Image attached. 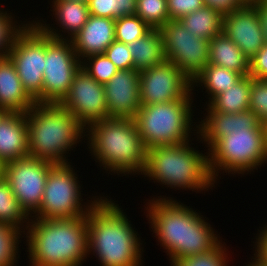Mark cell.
I'll return each instance as SVG.
<instances>
[{
	"instance_id": "cell-1",
	"label": "cell",
	"mask_w": 267,
	"mask_h": 266,
	"mask_svg": "<svg viewBox=\"0 0 267 266\" xmlns=\"http://www.w3.org/2000/svg\"><path fill=\"white\" fill-rule=\"evenodd\" d=\"M206 107L207 113L200 110L203 118L195 138L207 148L209 172L216 184L222 173L247 176L267 164L265 124L253 112L228 114Z\"/></svg>"
},
{
	"instance_id": "cell-2",
	"label": "cell",
	"mask_w": 267,
	"mask_h": 266,
	"mask_svg": "<svg viewBox=\"0 0 267 266\" xmlns=\"http://www.w3.org/2000/svg\"><path fill=\"white\" fill-rule=\"evenodd\" d=\"M152 197L145 200L143 214L148 218L157 245L169 256L170 266L179 259L209 252L223 241L207 222L209 219L192 206L166 194Z\"/></svg>"
},
{
	"instance_id": "cell-3",
	"label": "cell",
	"mask_w": 267,
	"mask_h": 266,
	"mask_svg": "<svg viewBox=\"0 0 267 266\" xmlns=\"http://www.w3.org/2000/svg\"><path fill=\"white\" fill-rule=\"evenodd\" d=\"M128 218L121 205L103 195L87 214L88 258L95 256L100 266H142L145 239Z\"/></svg>"
},
{
	"instance_id": "cell-4",
	"label": "cell",
	"mask_w": 267,
	"mask_h": 266,
	"mask_svg": "<svg viewBox=\"0 0 267 266\" xmlns=\"http://www.w3.org/2000/svg\"><path fill=\"white\" fill-rule=\"evenodd\" d=\"M86 138V149L108 176L127 175L129 178V175L143 174L148 149L139 135L135 119L108 117L95 121L87 127Z\"/></svg>"
},
{
	"instance_id": "cell-5",
	"label": "cell",
	"mask_w": 267,
	"mask_h": 266,
	"mask_svg": "<svg viewBox=\"0 0 267 266\" xmlns=\"http://www.w3.org/2000/svg\"><path fill=\"white\" fill-rule=\"evenodd\" d=\"M22 241L29 252L28 266H83L88 259L87 215L76 219L30 218Z\"/></svg>"
},
{
	"instance_id": "cell-6",
	"label": "cell",
	"mask_w": 267,
	"mask_h": 266,
	"mask_svg": "<svg viewBox=\"0 0 267 266\" xmlns=\"http://www.w3.org/2000/svg\"><path fill=\"white\" fill-rule=\"evenodd\" d=\"M26 121L29 156L53 164L72 163L69 151L75 152L87 134V127L59 103L36 102Z\"/></svg>"
},
{
	"instance_id": "cell-7",
	"label": "cell",
	"mask_w": 267,
	"mask_h": 266,
	"mask_svg": "<svg viewBox=\"0 0 267 266\" xmlns=\"http://www.w3.org/2000/svg\"><path fill=\"white\" fill-rule=\"evenodd\" d=\"M194 140L149 148L142 177L174 191L182 189L203 194L215 189L217 184L209 172L208 152L196 150Z\"/></svg>"
},
{
	"instance_id": "cell-8",
	"label": "cell",
	"mask_w": 267,
	"mask_h": 266,
	"mask_svg": "<svg viewBox=\"0 0 267 266\" xmlns=\"http://www.w3.org/2000/svg\"><path fill=\"white\" fill-rule=\"evenodd\" d=\"M193 94L196 93L192 92L186 99L141 105L134 119L147 149L186 143L191 141L193 135L194 138L197 136L198 122H193V107L196 108Z\"/></svg>"
},
{
	"instance_id": "cell-9",
	"label": "cell",
	"mask_w": 267,
	"mask_h": 266,
	"mask_svg": "<svg viewBox=\"0 0 267 266\" xmlns=\"http://www.w3.org/2000/svg\"><path fill=\"white\" fill-rule=\"evenodd\" d=\"M76 173L72 163L55 164L47 176L41 205L31 218L76 219L86 216L102 195L94 194L92 198L88 197L90 200L83 199L80 183L83 181Z\"/></svg>"
},
{
	"instance_id": "cell-10",
	"label": "cell",
	"mask_w": 267,
	"mask_h": 266,
	"mask_svg": "<svg viewBox=\"0 0 267 266\" xmlns=\"http://www.w3.org/2000/svg\"><path fill=\"white\" fill-rule=\"evenodd\" d=\"M8 56L24 89L35 102L42 103L46 33L31 20L16 36Z\"/></svg>"
},
{
	"instance_id": "cell-11",
	"label": "cell",
	"mask_w": 267,
	"mask_h": 266,
	"mask_svg": "<svg viewBox=\"0 0 267 266\" xmlns=\"http://www.w3.org/2000/svg\"><path fill=\"white\" fill-rule=\"evenodd\" d=\"M44 62L42 103H59L81 68L72 40L56 39L46 34Z\"/></svg>"
},
{
	"instance_id": "cell-12",
	"label": "cell",
	"mask_w": 267,
	"mask_h": 266,
	"mask_svg": "<svg viewBox=\"0 0 267 266\" xmlns=\"http://www.w3.org/2000/svg\"><path fill=\"white\" fill-rule=\"evenodd\" d=\"M160 31L167 61L192 81L209 62V40L191 35L179 20L168 21Z\"/></svg>"
},
{
	"instance_id": "cell-13",
	"label": "cell",
	"mask_w": 267,
	"mask_h": 266,
	"mask_svg": "<svg viewBox=\"0 0 267 266\" xmlns=\"http://www.w3.org/2000/svg\"><path fill=\"white\" fill-rule=\"evenodd\" d=\"M54 165L30 156L3 165L2 176L30 217L41 205L45 182Z\"/></svg>"
},
{
	"instance_id": "cell-14",
	"label": "cell",
	"mask_w": 267,
	"mask_h": 266,
	"mask_svg": "<svg viewBox=\"0 0 267 266\" xmlns=\"http://www.w3.org/2000/svg\"><path fill=\"white\" fill-rule=\"evenodd\" d=\"M139 73L141 105L186 99L192 93V81L173 62L166 60Z\"/></svg>"
},
{
	"instance_id": "cell-15",
	"label": "cell",
	"mask_w": 267,
	"mask_h": 266,
	"mask_svg": "<svg viewBox=\"0 0 267 266\" xmlns=\"http://www.w3.org/2000/svg\"><path fill=\"white\" fill-rule=\"evenodd\" d=\"M59 104L86 127L109 117L104 84L98 83L82 68L75 75L68 93Z\"/></svg>"
},
{
	"instance_id": "cell-16",
	"label": "cell",
	"mask_w": 267,
	"mask_h": 266,
	"mask_svg": "<svg viewBox=\"0 0 267 266\" xmlns=\"http://www.w3.org/2000/svg\"><path fill=\"white\" fill-rule=\"evenodd\" d=\"M222 32L250 59L265 44L260 16L252 4L223 15Z\"/></svg>"
},
{
	"instance_id": "cell-17",
	"label": "cell",
	"mask_w": 267,
	"mask_h": 266,
	"mask_svg": "<svg viewBox=\"0 0 267 266\" xmlns=\"http://www.w3.org/2000/svg\"><path fill=\"white\" fill-rule=\"evenodd\" d=\"M109 117L131 118L141 107L140 73L133 69L119 70L104 84Z\"/></svg>"
},
{
	"instance_id": "cell-18",
	"label": "cell",
	"mask_w": 267,
	"mask_h": 266,
	"mask_svg": "<svg viewBox=\"0 0 267 266\" xmlns=\"http://www.w3.org/2000/svg\"><path fill=\"white\" fill-rule=\"evenodd\" d=\"M50 1L48 2L51 6L49 11L53 12L50 16H52L51 19L55 22L47 24V20L43 18L38 19L37 17L33 21L52 38L71 40L88 20L90 15L88 4L73 0ZM55 24L58 26H55Z\"/></svg>"
},
{
	"instance_id": "cell-19",
	"label": "cell",
	"mask_w": 267,
	"mask_h": 266,
	"mask_svg": "<svg viewBox=\"0 0 267 266\" xmlns=\"http://www.w3.org/2000/svg\"><path fill=\"white\" fill-rule=\"evenodd\" d=\"M29 156L26 113L0 111V163Z\"/></svg>"
},
{
	"instance_id": "cell-20",
	"label": "cell",
	"mask_w": 267,
	"mask_h": 266,
	"mask_svg": "<svg viewBox=\"0 0 267 266\" xmlns=\"http://www.w3.org/2000/svg\"><path fill=\"white\" fill-rule=\"evenodd\" d=\"M71 40L80 61L105 53L115 41V19L89 15L87 22Z\"/></svg>"
},
{
	"instance_id": "cell-21",
	"label": "cell",
	"mask_w": 267,
	"mask_h": 266,
	"mask_svg": "<svg viewBox=\"0 0 267 266\" xmlns=\"http://www.w3.org/2000/svg\"><path fill=\"white\" fill-rule=\"evenodd\" d=\"M35 103L24 89L9 56L0 57V111L27 113Z\"/></svg>"
},
{
	"instance_id": "cell-22",
	"label": "cell",
	"mask_w": 267,
	"mask_h": 266,
	"mask_svg": "<svg viewBox=\"0 0 267 266\" xmlns=\"http://www.w3.org/2000/svg\"><path fill=\"white\" fill-rule=\"evenodd\" d=\"M208 64L236 71L242 76L250 73V59L223 32L209 40Z\"/></svg>"
},
{
	"instance_id": "cell-23",
	"label": "cell",
	"mask_w": 267,
	"mask_h": 266,
	"mask_svg": "<svg viewBox=\"0 0 267 266\" xmlns=\"http://www.w3.org/2000/svg\"><path fill=\"white\" fill-rule=\"evenodd\" d=\"M128 47L134 69L139 72L167 60L160 29H151L143 37L128 44Z\"/></svg>"
},
{
	"instance_id": "cell-24",
	"label": "cell",
	"mask_w": 267,
	"mask_h": 266,
	"mask_svg": "<svg viewBox=\"0 0 267 266\" xmlns=\"http://www.w3.org/2000/svg\"><path fill=\"white\" fill-rule=\"evenodd\" d=\"M241 77L242 75L236 71L217 65L207 64L192 80V92L194 93V91L198 90H202L201 92H203V90H205L203 94H208L206 95L208 101H206L204 105H207L215 96L232 87ZM195 87H197L196 90Z\"/></svg>"
},
{
	"instance_id": "cell-25",
	"label": "cell",
	"mask_w": 267,
	"mask_h": 266,
	"mask_svg": "<svg viewBox=\"0 0 267 266\" xmlns=\"http://www.w3.org/2000/svg\"><path fill=\"white\" fill-rule=\"evenodd\" d=\"M252 77L242 76L228 90L215 96L207 105L212 111L236 114L249 110Z\"/></svg>"
},
{
	"instance_id": "cell-26",
	"label": "cell",
	"mask_w": 267,
	"mask_h": 266,
	"mask_svg": "<svg viewBox=\"0 0 267 266\" xmlns=\"http://www.w3.org/2000/svg\"><path fill=\"white\" fill-rule=\"evenodd\" d=\"M191 35L207 40L222 32L223 14L210 6L187 14L179 20Z\"/></svg>"
},
{
	"instance_id": "cell-27",
	"label": "cell",
	"mask_w": 267,
	"mask_h": 266,
	"mask_svg": "<svg viewBox=\"0 0 267 266\" xmlns=\"http://www.w3.org/2000/svg\"><path fill=\"white\" fill-rule=\"evenodd\" d=\"M30 216L20 206L7 181L0 177V223L14 226L23 232L30 222Z\"/></svg>"
},
{
	"instance_id": "cell-28",
	"label": "cell",
	"mask_w": 267,
	"mask_h": 266,
	"mask_svg": "<svg viewBox=\"0 0 267 266\" xmlns=\"http://www.w3.org/2000/svg\"><path fill=\"white\" fill-rule=\"evenodd\" d=\"M23 235L22 230L0 223V266H18Z\"/></svg>"
},
{
	"instance_id": "cell-29",
	"label": "cell",
	"mask_w": 267,
	"mask_h": 266,
	"mask_svg": "<svg viewBox=\"0 0 267 266\" xmlns=\"http://www.w3.org/2000/svg\"><path fill=\"white\" fill-rule=\"evenodd\" d=\"M2 8L0 9V57H6L13 46L16 36L30 20L25 19L24 21L23 19V21H18L17 19L21 17L18 16L17 18V15L15 17V14L9 11L8 8L5 10L4 7Z\"/></svg>"
},
{
	"instance_id": "cell-30",
	"label": "cell",
	"mask_w": 267,
	"mask_h": 266,
	"mask_svg": "<svg viewBox=\"0 0 267 266\" xmlns=\"http://www.w3.org/2000/svg\"><path fill=\"white\" fill-rule=\"evenodd\" d=\"M135 15L151 29H160L170 21L167 0H137Z\"/></svg>"
},
{
	"instance_id": "cell-31",
	"label": "cell",
	"mask_w": 267,
	"mask_h": 266,
	"mask_svg": "<svg viewBox=\"0 0 267 266\" xmlns=\"http://www.w3.org/2000/svg\"><path fill=\"white\" fill-rule=\"evenodd\" d=\"M151 28L137 15L120 16L115 19V40L130 44L146 35Z\"/></svg>"
},
{
	"instance_id": "cell-32",
	"label": "cell",
	"mask_w": 267,
	"mask_h": 266,
	"mask_svg": "<svg viewBox=\"0 0 267 266\" xmlns=\"http://www.w3.org/2000/svg\"><path fill=\"white\" fill-rule=\"evenodd\" d=\"M229 248L225 242H221L213 250L179 259L171 266H228L230 258ZM230 256V257H229Z\"/></svg>"
},
{
	"instance_id": "cell-33",
	"label": "cell",
	"mask_w": 267,
	"mask_h": 266,
	"mask_svg": "<svg viewBox=\"0 0 267 266\" xmlns=\"http://www.w3.org/2000/svg\"><path fill=\"white\" fill-rule=\"evenodd\" d=\"M81 68L101 84L107 83L119 71L105 53L84 58Z\"/></svg>"
},
{
	"instance_id": "cell-34",
	"label": "cell",
	"mask_w": 267,
	"mask_h": 266,
	"mask_svg": "<svg viewBox=\"0 0 267 266\" xmlns=\"http://www.w3.org/2000/svg\"><path fill=\"white\" fill-rule=\"evenodd\" d=\"M249 110L262 124L267 123V80L252 78Z\"/></svg>"
},
{
	"instance_id": "cell-35",
	"label": "cell",
	"mask_w": 267,
	"mask_h": 266,
	"mask_svg": "<svg viewBox=\"0 0 267 266\" xmlns=\"http://www.w3.org/2000/svg\"><path fill=\"white\" fill-rule=\"evenodd\" d=\"M105 55L119 69H133L134 64L127 44L114 41L105 51Z\"/></svg>"
},
{
	"instance_id": "cell-36",
	"label": "cell",
	"mask_w": 267,
	"mask_h": 266,
	"mask_svg": "<svg viewBox=\"0 0 267 266\" xmlns=\"http://www.w3.org/2000/svg\"><path fill=\"white\" fill-rule=\"evenodd\" d=\"M205 6L204 0H167L170 20H180L189 13Z\"/></svg>"
},
{
	"instance_id": "cell-37",
	"label": "cell",
	"mask_w": 267,
	"mask_h": 266,
	"mask_svg": "<svg viewBox=\"0 0 267 266\" xmlns=\"http://www.w3.org/2000/svg\"><path fill=\"white\" fill-rule=\"evenodd\" d=\"M252 78L267 80V43L250 58V73Z\"/></svg>"
},
{
	"instance_id": "cell-38",
	"label": "cell",
	"mask_w": 267,
	"mask_h": 266,
	"mask_svg": "<svg viewBox=\"0 0 267 266\" xmlns=\"http://www.w3.org/2000/svg\"><path fill=\"white\" fill-rule=\"evenodd\" d=\"M261 228V229H259ZM258 228V234L255 235V239L252 246H254V254H252L263 265L267 266V225L263 224V227Z\"/></svg>"
},
{
	"instance_id": "cell-39",
	"label": "cell",
	"mask_w": 267,
	"mask_h": 266,
	"mask_svg": "<svg viewBox=\"0 0 267 266\" xmlns=\"http://www.w3.org/2000/svg\"><path fill=\"white\" fill-rule=\"evenodd\" d=\"M112 10L111 19H117L120 16L135 15L137 0H111Z\"/></svg>"
},
{
	"instance_id": "cell-40",
	"label": "cell",
	"mask_w": 267,
	"mask_h": 266,
	"mask_svg": "<svg viewBox=\"0 0 267 266\" xmlns=\"http://www.w3.org/2000/svg\"><path fill=\"white\" fill-rule=\"evenodd\" d=\"M87 4L90 15L111 18V0H89Z\"/></svg>"
},
{
	"instance_id": "cell-41",
	"label": "cell",
	"mask_w": 267,
	"mask_h": 266,
	"mask_svg": "<svg viewBox=\"0 0 267 266\" xmlns=\"http://www.w3.org/2000/svg\"><path fill=\"white\" fill-rule=\"evenodd\" d=\"M206 6H210L223 15L230 13L244 5L241 0H204Z\"/></svg>"
},
{
	"instance_id": "cell-42",
	"label": "cell",
	"mask_w": 267,
	"mask_h": 266,
	"mask_svg": "<svg viewBox=\"0 0 267 266\" xmlns=\"http://www.w3.org/2000/svg\"><path fill=\"white\" fill-rule=\"evenodd\" d=\"M252 5L257 9L260 16L262 29L264 33V40L267 43V0H258Z\"/></svg>"
},
{
	"instance_id": "cell-43",
	"label": "cell",
	"mask_w": 267,
	"mask_h": 266,
	"mask_svg": "<svg viewBox=\"0 0 267 266\" xmlns=\"http://www.w3.org/2000/svg\"><path fill=\"white\" fill-rule=\"evenodd\" d=\"M249 258H251V259H250V261H248L247 263H245L246 266H265L259 260H257L254 256L249 257Z\"/></svg>"
},
{
	"instance_id": "cell-44",
	"label": "cell",
	"mask_w": 267,
	"mask_h": 266,
	"mask_svg": "<svg viewBox=\"0 0 267 266\" xmlns=\"http://www.w3.org/2000/svg\"><path fill=\"white\" fill-rule=\"evenodd\" d=\"M244 4H252L255 3L258 0H241Z\"/></svg>"
},
{
	"instance_id": "cell-45",
	"label": "cell",
	"mask_w": 267,
	"mask_h": 266,
	"mask_svg": "<svg viewBox=\"0 0 267 266\" xmlns=\"http://www.w3.org/2000/svg\"><path fill=\"white\" fill-rule=\"evenodd\" d=\"M265 129H266V150H267V123L265 124Z\"/></svg>"
},
{
	"instance_id": "cell-46",
	"label": "cell",
	"mask_w": 267,
	"mask_h": 266,
	"mask_svg": "<svg viewBox=\"0 0 267 266\" xmlns=\"http://www.w3.org/2000/svg\"><path fill=\"white\" fill-rule=\"evenodd\" d=\"M3 165L0 163V177L2 176Z\"/></svg>"
},
{
	"instance_id": "cell-47",
	"label": "cell",
	"mask_w": 267,
	"mask_h": 266,
	"mask_svg": "<svg viewBox=\"0 0 267 266\" xmlns=\"http://www.w3.org/2000/svg\"><path fill=\"white\" fill-rule=\"evenodd\" d=\"M73 1H81V2L87 3L89 0H73Z\"/></svg>"
}]
</instances>
